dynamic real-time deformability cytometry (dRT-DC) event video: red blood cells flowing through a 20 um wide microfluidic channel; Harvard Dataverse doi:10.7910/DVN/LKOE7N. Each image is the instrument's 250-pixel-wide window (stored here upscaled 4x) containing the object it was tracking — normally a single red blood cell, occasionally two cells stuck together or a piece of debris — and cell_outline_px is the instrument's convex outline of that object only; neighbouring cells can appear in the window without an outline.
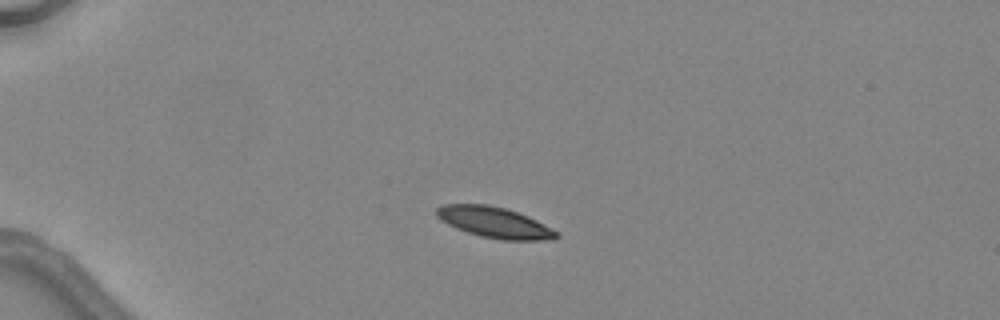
{"species": "common noctule bat (a hibernating species)", "species_latin": "Nyctalus noctula", "temperature_condition": "warm", "stored_images_in_passage": 5, "camera_frame_rate_fps": 3000, "um_per_image_px": 0.085, "animal": {"sex": "female", "body_mass_g": 24.6, "forearm_length_mm": 56.2}, "frame": {"image": 1, "passage_image": 3, "time_ms": 2.333, "image_size_px": [1000, 320], "cell_outline_px": [[560, 236], [552, 240], [504, 240], [480, 236], [456, 228], [440, 220], [436, 216], [436, 208], [440, 204], [488, 204], [504, 208], [528, 216], [536, 220], [556, 232]], "centroid_in_image_um": [41.99, 18.9], "position_along_channel_um": 43.0, "area_um2": 21.39}}